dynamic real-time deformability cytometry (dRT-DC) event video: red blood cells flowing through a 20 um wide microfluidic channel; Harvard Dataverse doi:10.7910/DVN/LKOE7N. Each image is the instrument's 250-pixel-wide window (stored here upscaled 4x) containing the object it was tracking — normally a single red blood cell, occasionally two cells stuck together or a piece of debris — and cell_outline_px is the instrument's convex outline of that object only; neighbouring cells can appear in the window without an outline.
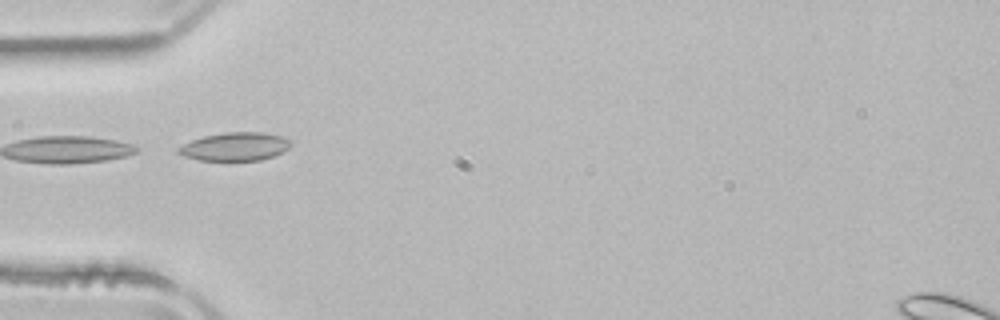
{"species": "common noctule bat (a hibernating species)", "species_latin": "Nyctalus noctula", "temperature_condition": "room temperature", "stored_images_in_passage": 4, "camera_frame_rate_fps": 3000, "um_per_image_px": 0.085, "animal": {"sex": "male", "body_mass_g": 21.5, "forearm_length_mm": 52.0}, "frame": {"image": 1, "passage_image": 2, "time_ms": 0.333, "image_size_px": [1000, 320], "cell_outline_px": [[292, 144], [284, 152], [260, 160], [200, 160], [184, 156], [176, 152], [176, 148], [192, 140], [204, 136], [224, 132], [264, 132], [280, 136], [292, 140]], "centroid_in_image_um": [19.99, 12.45], "position_along_channel_um": 65.0, "area_um2": 18.55}}
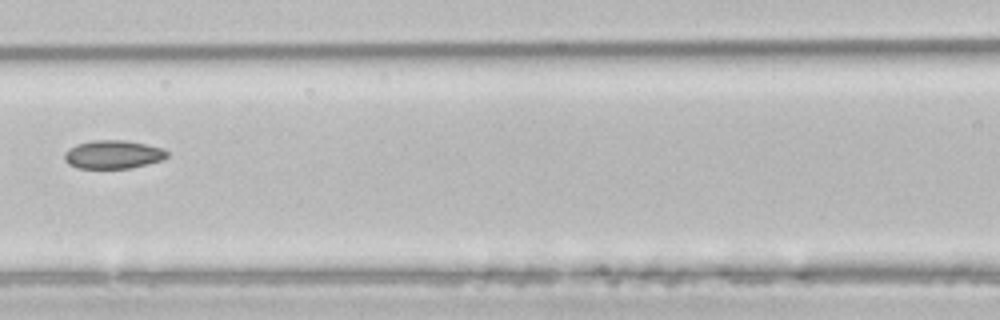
{"frame": {"image": 2, "passage_image": 4, "time_ms": 1.0, "image_size_px": [1000, 320], "cell_outline_px": [[168, 156], [164, 160], [128, 168], [76, 168], [68, 164], [64, 160], [64, 152], [68, 148], [76, 144], [92, 140], [124, 140], [144, 144], [160, 148], [168, 152]], "centroid_in_image_um": [9.56, 13.13], "position_along_channel_um": 157.0, "area_um2": 16.99}}